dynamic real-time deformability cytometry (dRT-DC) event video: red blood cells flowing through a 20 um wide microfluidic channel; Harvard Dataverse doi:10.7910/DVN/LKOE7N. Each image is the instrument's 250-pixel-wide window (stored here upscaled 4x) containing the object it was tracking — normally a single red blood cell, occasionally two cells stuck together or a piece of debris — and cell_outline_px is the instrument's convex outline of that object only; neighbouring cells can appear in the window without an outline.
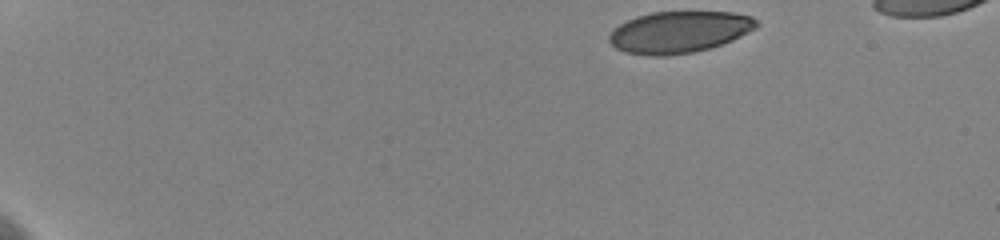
{"species": "human", "species_latin": "Homo sapiens", "temperature_condition": "cold", "stored_images_in_passage": 43, "camera_frame_rate_fps": 3000, "um_per_image_px": 0.085, "donor": {"sex": "female"}, "frame": {"image": 1, "passage_image": 1, "time_ms": 0.0, "image_size_px": [1000, 240], "cell_outline_px": [[760, 24], [756, 28], [732, 40], [712, 48], [692, 52], [668, 56], [648, 56], [624, 52], [616, 48], [608, 40], [608, 36], [620, 24], [636, 16], [652, 12], [732, 12], [752, 16]], "centroid_in_image_um": [57.74, 2.73], "position_along_channel_um": 27.3, "area_um2": 35.84}}
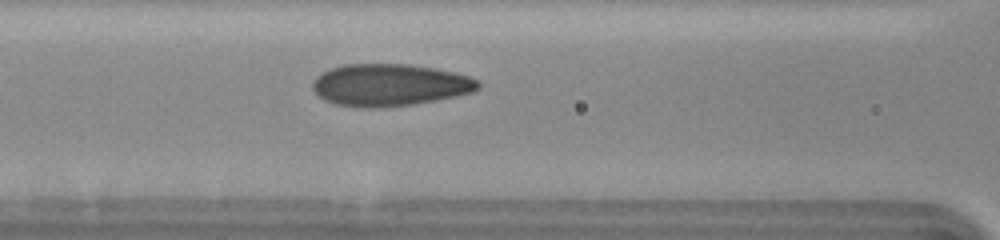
{"frame": {"image": 2, "passage_image": 20, "time_ms": 6.333, "image_size_px": [1000, 240], "cell_outline_px": [[480, 88], [472, 92], [456, 96], [436, 100], [412, 104], [380, 108], [356, 108], [336, 104], [324, 100], [312, 88], [312, 80], [316, 76], [332, 68], [344, 64], [408, 64], [436, 68], [468, 76], [480, 80]], "centroid_in_image_um": [33.12, 7.23], "position_along_channel_um": 133.5, "area_um2": 40.81}}
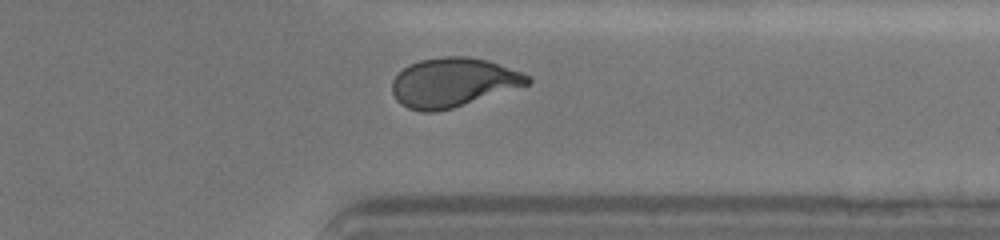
{"frame": {"image": 3, "passage_image": 40, "time_ms": 13.0, "image_size_px": [1000, 240], "cell_outline_px": [[532, 80], [528, 84], [452, 108], [436, 112], [424, 112], [408, 108], [400, 104], [396, 100], [392, 92], [392, 80], [408, 64], [420, 60], [444, 56], [468, 56], [488, 60], [532, 76]], "centroid_in_image_um": [38.49, 7.0], "position_along_channel_um": 372.9, "area_um2": 38.61}, "authors_computed_cell_mechanics": {"area_um2": 38.7838, "velocity_mm_per_s": 3.5874, "shape_relaxation_time_tau1_ms": 6.0607, "shape_relaxation_time_tau2_ms": 0.8914, "deformation_change_tau1": 0.1658, "deformation_change_tau2": 0.0426}}